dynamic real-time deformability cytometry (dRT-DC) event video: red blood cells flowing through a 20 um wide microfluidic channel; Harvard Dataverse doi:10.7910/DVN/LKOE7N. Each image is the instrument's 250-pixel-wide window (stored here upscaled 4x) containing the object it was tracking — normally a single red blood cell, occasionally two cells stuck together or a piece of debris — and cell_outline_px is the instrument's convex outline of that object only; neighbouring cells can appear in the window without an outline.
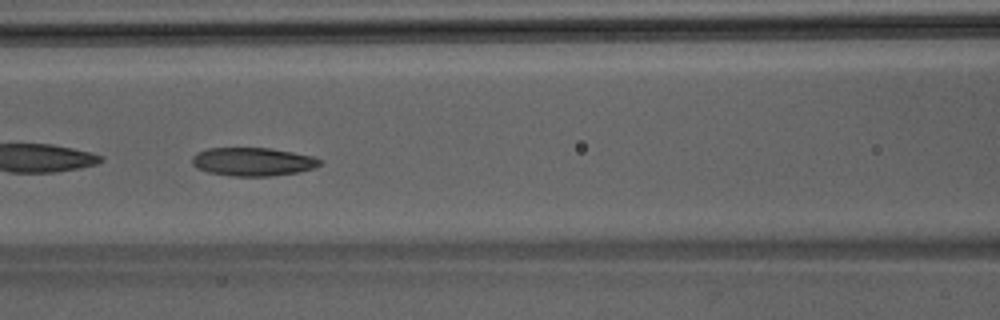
{"species": "Egyptian fruit bat (a non-hibernating species)", "species_latin": "Rousettus aegyptiacus", "temperature_condition": "room temperature", "stored_images_in_passage": 49, "camera_frame_rate_fps": 3000, "um_per_image_px": 0.085, "animal": {"sex": "male"}, "frame": {"image": 1, "passage_image": 22, "time_ms": 7.0, "image_size_px": [1000, 320], "cell_outline_px": [[320, 164], [316, 168], [300, 172], [268, 176], [232, 176], [208, 172], [196, 168], [192, 164], [192, 156], [196, 152], [208, 148], [268, 148], [292, 152], [312, 156], [320, 160]], "centroid_in_image_um": [21.46, 13.75], "position_along_channel_um": 145.1, "area_um2": 21.15}}
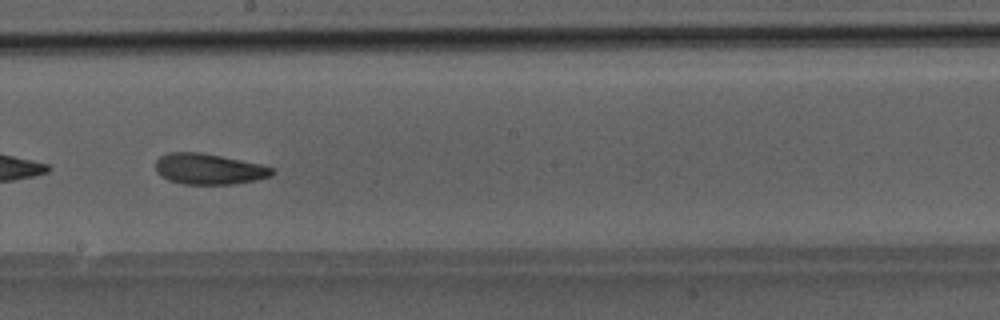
{"frame": {"image": 2, "passage_image": 28, "time_ms": 9.0, "image_size_px": [1000, 320], "cell_outline_px": [[276, 172], [272, 176], [232, 184], [184, 184], [168, 180], [160, 176], [156, 172], [156, 160], [160, 156], [168, 152], [200, 152], [260, 164], [272, 168]], "centroid_in_image_um": [17.71, 14.36], "position_along_channel_um": 230.5, "area_um2": 20.81}}
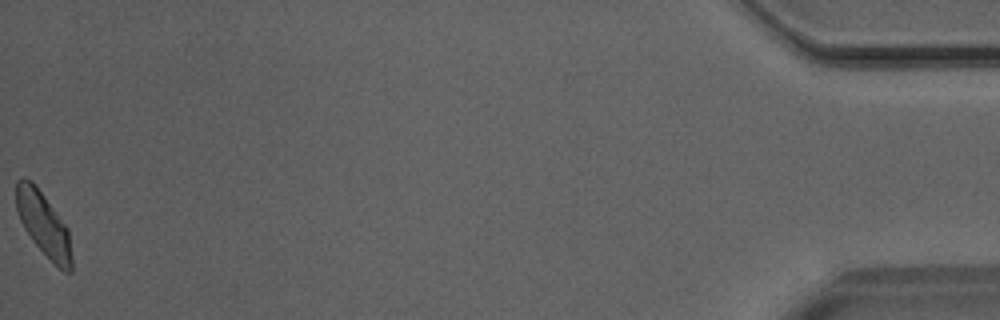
{"frame": {"image": 3, "passage_image": 49, "time_ms": 16.0, "image_size_px": [1000, 320], "cell_outline_px": [[72, 272], [64, 272], [32, 240], [24, 228], [16, 212], [16, 180], [20, 176], [24, 176], [32, 180], [68, 228], [72, 256]], "centroid_in_image_um": [3.68, 19.0], "position_along_channel_um": 431.5, "area_um2": 20.58}}